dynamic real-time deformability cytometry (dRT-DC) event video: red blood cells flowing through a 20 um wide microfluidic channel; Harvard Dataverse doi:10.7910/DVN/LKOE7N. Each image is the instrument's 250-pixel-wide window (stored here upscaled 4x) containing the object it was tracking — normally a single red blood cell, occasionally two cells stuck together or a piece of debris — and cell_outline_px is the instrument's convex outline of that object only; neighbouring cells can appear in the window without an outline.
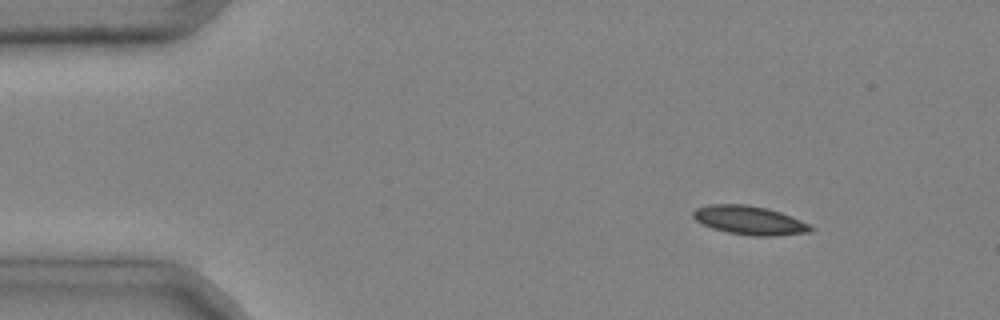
{"species": "common noctule bat (a hibernating species)", "species_latin": "Nyctalus noctula", "temperature_condition": "cold", "stored_images_in_passage": 3, "camera_frame_rate_fps": 3000, "um_per_image_px": 0.085, "animal": {"sex": "male", "body_mass_g": 20.4}, "frame": {"image": 1, "passage_image": 1, "time_ms": 0.0, "image_size_px": [1000, 320], "cell_outline_px": [[816, 228], [812, 232], [776, 236], [752, 236], [728, 232], [712, 228], [696, 220], [692, 216], [692, 212], [696, 208], [708, 204], [748, 204], [768, 208], [780, 212], [812, 224]], "centroid_in_image_um": [63.76, 18.72], "position_along_channel_um": 21.2, "area_um2": 20.0}}